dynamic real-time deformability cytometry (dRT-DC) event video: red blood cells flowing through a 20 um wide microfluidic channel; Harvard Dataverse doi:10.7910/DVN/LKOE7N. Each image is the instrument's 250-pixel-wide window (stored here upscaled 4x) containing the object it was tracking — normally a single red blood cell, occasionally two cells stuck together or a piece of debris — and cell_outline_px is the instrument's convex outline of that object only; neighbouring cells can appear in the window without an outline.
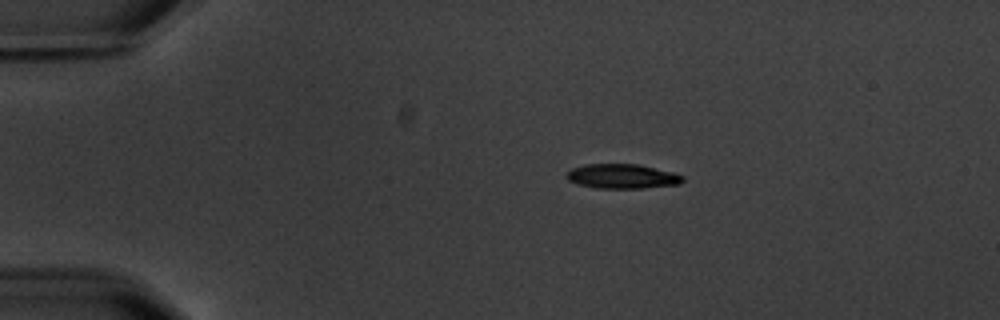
{"species": "common noctule bat (a hibernating species)", "species_latin": "Nyctalus noctula", "temperature_condition": "warm", "stored_images_in_passage": 4, "camera_frame_rate_fps": 3000, "um_per_image_px": 0.085, "animal": {"sex": "male", "body_mass_g": 20.1, "forearm_length_mm": 53.5}, "frame": {"image": 1, "passage_image": 1, "time_ms": 0.0, "image_size_px": [1000, 320], "cell_outline_px": [[684, 180], [680, 184], [644, 188], [596, 188], [576, 184], [568, 180], [568, 172], [572, 168], [584, 164], [636, 164], [676, 172], [684, 176]], "centroid_in_image_um": [52.93, 14.99], "position_along_channel_um": 32.1, "area_um2": 16.7}}
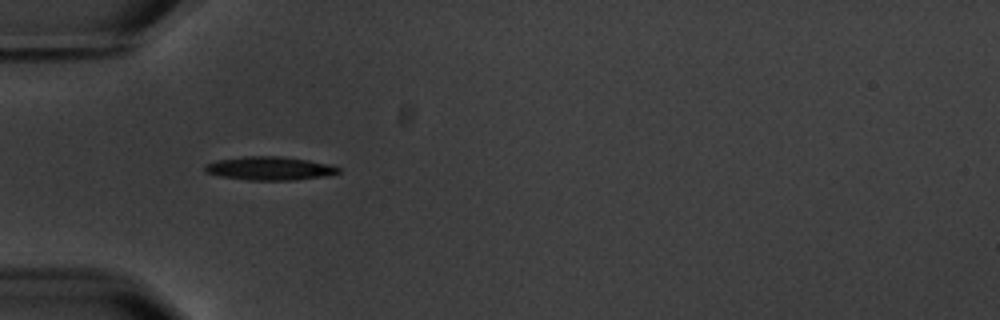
{"frame": {"image": 2, "passage_image": 3, "time_ms": 2.333, "image_size_px": [1000, 320], "cell_outline_px": [[340, 172], [324, 176], [292, 180], [248, 180], [220, 176], [204, 172], [204, 164], [216, 160], [244, 156], [280, 156], [308, 160], [328, 164], [340, 168]], "centroid_in_image_um": [22.86, 14.31], "position_along_channel_um": 62.1, "area_um2": 18.26}}
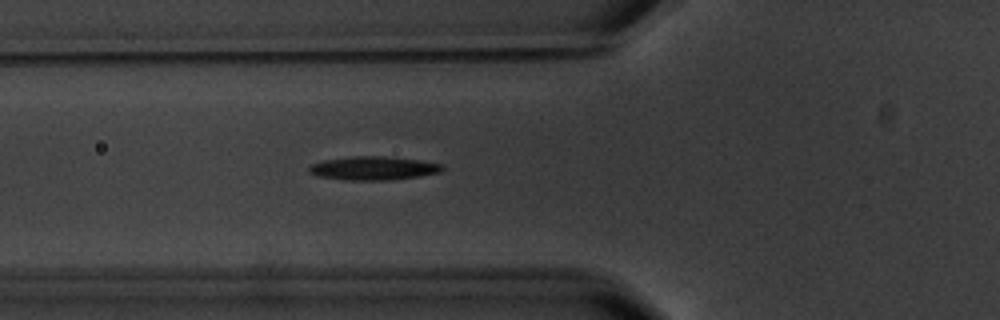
{"frame": {"image": 3, "passage_image": 4, "time_ms": 3.333, "image_size_px": [1000, 320], "cell_outline_px": [[444, 168], [440, 172], [420, 176], [388, 180], [348, 180], [316, 176], [308, 172], [308, 168], [312, 164], [324, 160], [352, 156], [384, 156], [416, 160], [444, 164]], "centroid_in_image_um": [31.72, 14.3], "position_along_channel_um": 94.1, "area_um2": 18.26}}